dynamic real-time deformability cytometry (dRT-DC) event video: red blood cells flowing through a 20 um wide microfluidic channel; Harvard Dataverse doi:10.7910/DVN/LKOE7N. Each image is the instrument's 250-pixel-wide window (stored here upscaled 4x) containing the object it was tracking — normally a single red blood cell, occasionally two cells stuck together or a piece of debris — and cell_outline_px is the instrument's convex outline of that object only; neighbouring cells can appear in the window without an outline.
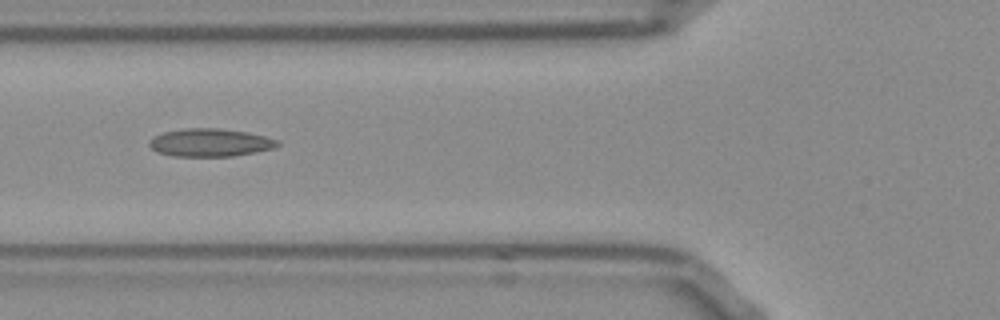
{"species": "Egyptian fruit bat (a non-hibernating species)", "species_latin": "Rousettus aegyptiacus", "temperature_condition": "room temperature", "stored_images_in_passage": 33, "camera_frame_rate_fps": 3000, "um_per_image_px": 0.085, "frame": {"image": 1, "passage_image": 10, "time_ms": 3.0, "image_size_px": [1000, 320], "cell_outline_px": [[280, 144], [272, 148], [232, 156], [172, 156], [156, 152], [148, 144], [152, 136], [164, 132], [184, 128], [220, 128], [248, 132], [280, 140]], "centroid_in_image_um": [17.83, 12.11], "position_along_channel_um": 108.0, "area_um2": 20.87}, "authors_computed_cell_mechanics": {"area_um2": 20.1144, "velocity_mm_per_s": 3.8365, "shape_relaxation_time_tau1_ms": null, "shape_relaxation_time_tau2_ms": 2.3133, "deformation_change_tau1": null, "deformation_change_tau2": 0.0816}}